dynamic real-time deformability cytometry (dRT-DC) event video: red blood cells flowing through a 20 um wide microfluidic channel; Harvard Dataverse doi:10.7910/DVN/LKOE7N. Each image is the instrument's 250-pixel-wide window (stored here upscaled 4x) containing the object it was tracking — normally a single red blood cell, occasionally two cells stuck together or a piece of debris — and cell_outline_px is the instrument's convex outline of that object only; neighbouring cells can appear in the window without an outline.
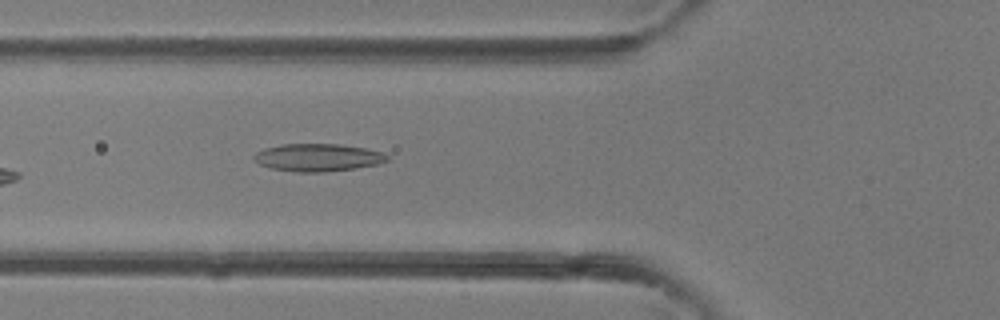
{"species": "common noctule bat (a hibernating species)", "species_latin": "Nyctalus noctula", "temperature_condition": "room temperature", "stored_images_in_passage": 27, "camera_frame_rate_fps": 3000, "um_per_image_px": 0.085, "animal": {"sex": "female"}, "frame": {"image": 1, "passage_image": 6, "time_ms": 1.667, "image_size_px": [1000, 320], "cell_outline_px": [[388, 160], [380, 164], [356, 168], [324, 172], [300, 172], [272, 168], [260, 164], [252, 160], [252, 156], [256, 152], [264, 148], [280, 144], [340, 144], [364, 148], [384, 152], [388, 156]], "centroid_in_image_um": [27.02, 13.38], "position_along_channel_um": 98.8, "area_um2": 21.56}}
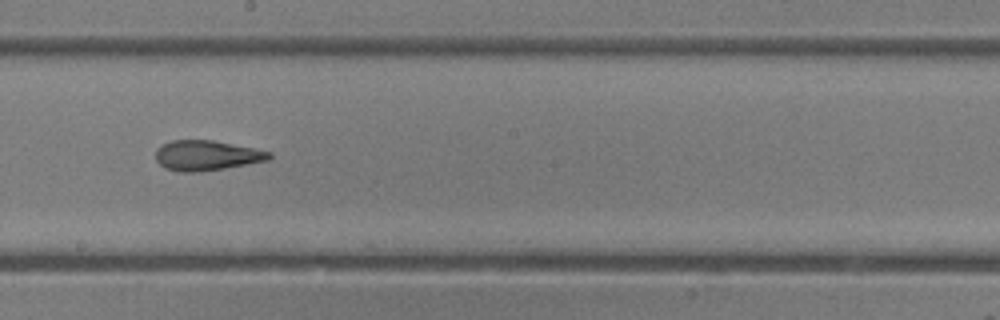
{"frame": {"image": 2, "passage_image": 14, "time_ms": 4.333, "image_size_px": [1000, 320], "cell_outline_px": [[272, 156], [268, 160], [224, 168], [196, 172], [180, 172], [164, 168], [156, 160], [156, 148], [160, 144], [172, 140], [212, 140], [272, 152]], "centroid_in_image_um": [17.51, 13.21], "position_along_channel_um": 230.7, "area_um2": 19.83}}
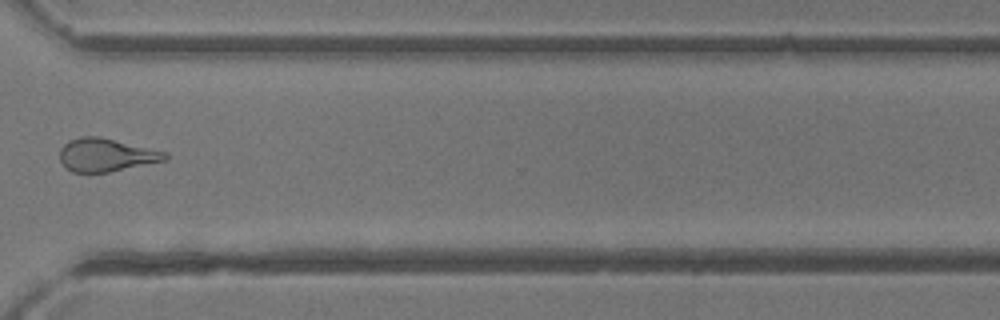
{"frame": {"image": 3, "passage_image": 22, "time_ms": 7.0, "image_size_px": [1000, 320], "cell_outline_px": [[168, 160], [108, 172], [72, 172], [60, 160], [60, 148], [68, 140], [80, 136], [100, 136], [168, 152]], "centroid_in_image_um": [9.04, 13.15], "position_along_channel_um": 361.6, "area_um2": 20.4}}